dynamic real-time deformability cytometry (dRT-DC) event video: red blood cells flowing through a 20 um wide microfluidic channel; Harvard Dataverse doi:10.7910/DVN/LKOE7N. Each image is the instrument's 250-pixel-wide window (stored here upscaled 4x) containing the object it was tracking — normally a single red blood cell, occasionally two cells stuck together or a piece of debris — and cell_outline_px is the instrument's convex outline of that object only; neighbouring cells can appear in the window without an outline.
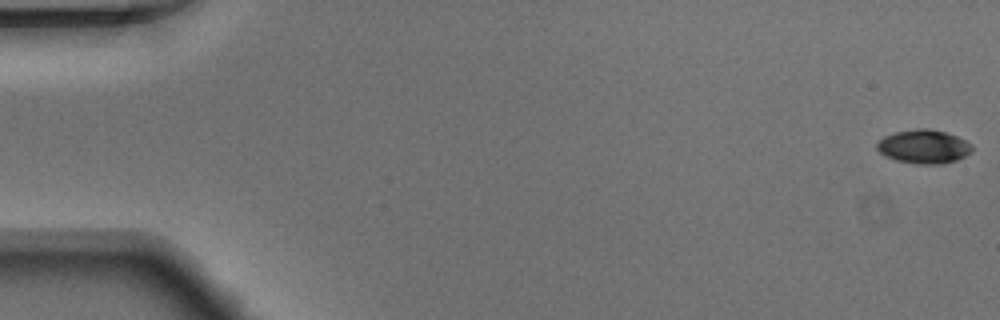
{"species": "Egyptian fruit bat (a non-hibernating species)", "species_latin": "Rousettus aegyptiacus", "temperature_condition": "warm", "stored_images_in_passage": 49, "camera_frame_rate_fps": 3000, "um_per_image_px": 0.085, "animal": {"sex": "male"}, "frame": {"image": 1, "passage_image": 1, "time_ms": 0.0, "image_size_px": [1000, 320], "cell_outline_px": [[972, 152], [956, 160], [940, 164], [916, 164], [896, 160], [884, 156], [876, 148], [876, 144], [884, 136], [896, 132], [916, 128], [928, 128], [944, 132], [956, 136], [972, 144]], "centroid_in_image_um": [78.5, 12.46], "position_along_channel_um": 6.5, "area_um2": 18.67}}
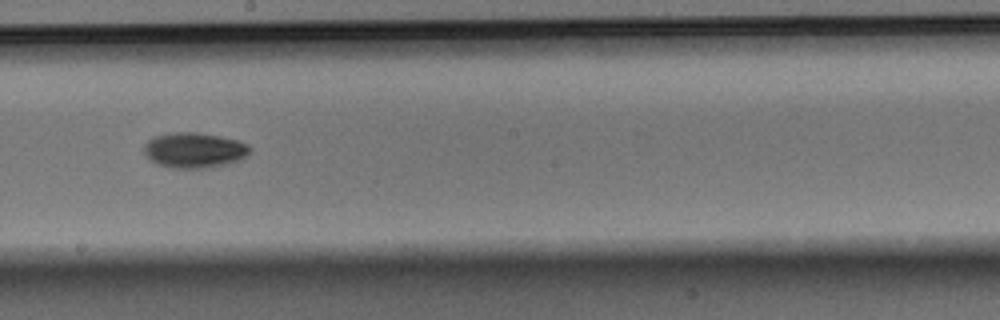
{"frame": {"image": 2, "passage_image": 28, "time_ms": 9.0, "image_size_px": [1000, 320], "cell_outline_px": [[252, 152], [248, 156], [240, 160], [224, 164], [204, 168], [168, 168], [156, 164], [144, 152], [144, 144], [148, 140], [156, 136], [172, 132], [196, 132], [220, 136], [236, 140], [248, 144], [252, 148]], "centroid_in_image_um": [16.54, 12.76], "position_along_channel_um": 231.7, "area_um2": 21.91}}
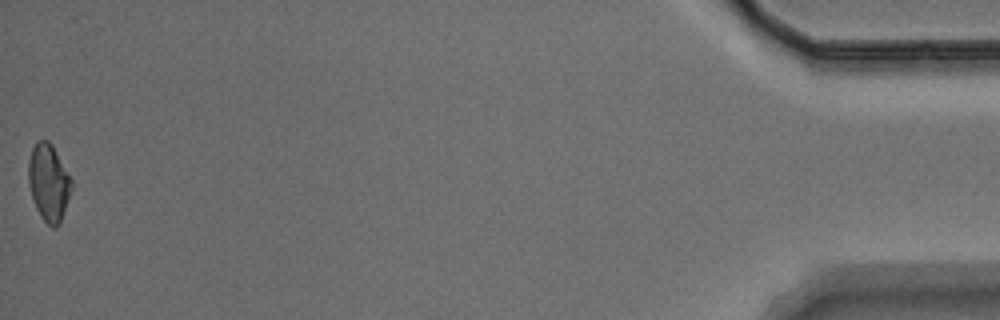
{"frame": {"image": 3, "passage_image": 49, "time_ms": 16.0, "image_size_px": [1000, 320], "cell_outline_px": [[72, 188], [60, 224], [56, 228], [52, 228], [40, 216], [36, 208], [28, 184], [28, 160], [32, 148], [36, 140], [48, 140], [52, 144], [72, 180]], "centroid_in_image_um": [4.13, 15.51], "position_along_channel_um": 431.1, "area_um2": 19.42}}